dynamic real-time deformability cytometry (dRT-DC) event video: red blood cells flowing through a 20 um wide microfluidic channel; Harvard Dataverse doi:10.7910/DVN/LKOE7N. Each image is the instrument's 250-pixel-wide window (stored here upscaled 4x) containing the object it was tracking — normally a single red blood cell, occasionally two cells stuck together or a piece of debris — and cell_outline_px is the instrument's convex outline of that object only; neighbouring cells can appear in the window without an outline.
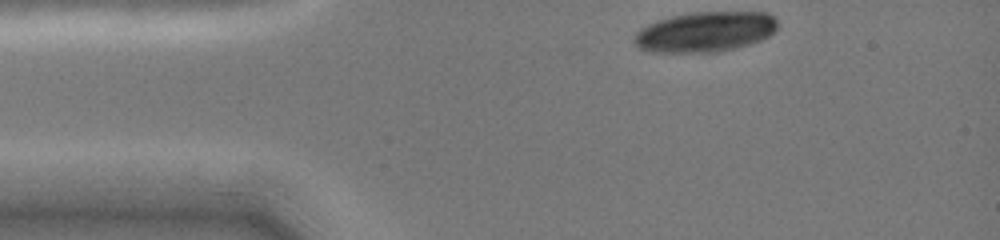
{"species": "common noctule bat (a hibernating species)", "species_latin": "Nyctalus noctula", "temperature_condition": "cold", "stored_images_in_passage": 14, "camera_frame_rate_fps": 3000, "um_per_image_px": 0.085, "animal": {"sex": "female", "body_mass_g": 19.0, "forearm_length_mm": 51.5}, "frame": {"image": 1, "passage_image": 1, "time_ms": 0.0, "image_size_px": [1000, 240], "cell_outline_px": [[776, 28], [768, 36], [760, 40], [748, 44], [716, 52], [656, 52], [640, 48], [636, 44], [636, 32], [640, 28], [656, 20], [672, 16], [692, 12], [768, 12], [776, 20]], "centroid_in_image_um": [59.93, 2.69], "position_along_channel_um": 25.1, "area_um2": 33.18}}